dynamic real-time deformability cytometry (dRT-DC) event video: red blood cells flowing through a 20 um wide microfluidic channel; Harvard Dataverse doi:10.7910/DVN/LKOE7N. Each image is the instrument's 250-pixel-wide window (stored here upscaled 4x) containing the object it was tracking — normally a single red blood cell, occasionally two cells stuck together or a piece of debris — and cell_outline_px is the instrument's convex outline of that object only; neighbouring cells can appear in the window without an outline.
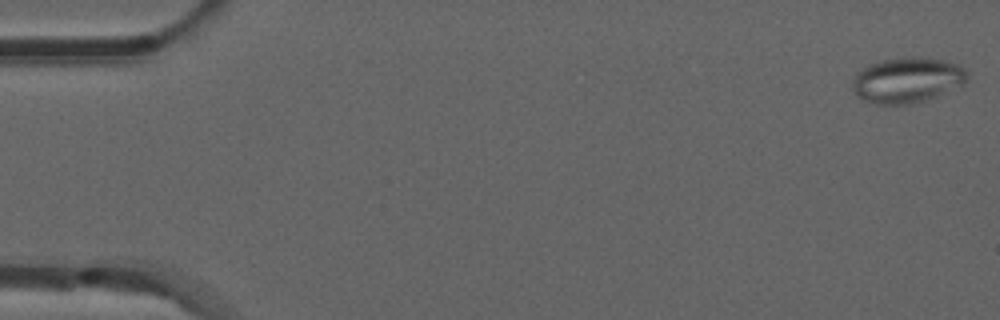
{"species": "common noctule bat (a hibernating species)", "species_latin": "Nyctalus noctula", "temperature_condition": "room temperature", "stored_images_in_passage": 52, "camera_frame_rate_fps": 3000, "um_per_image_px": 0.085, "animal": {"sex": "male", "forearm_length_mm": 52.5}, "frame": {"image": 1, "passage_image": 1, "time_ms": 0.0, "image_size_px": [1000, 320], "cell_outline_px": [[968, 76], [964, 84], [936, 96], [912, 104], [876, 104], [860, 100], [856, 96], [852, 88], [852, 76], [860, 68], [868, 64], [880, 60], [904, 56], [920, 56], [944, 60], [956, 64], [964, 68], [968, 72]], "centroid_in_image_um": [77.05, 6.79], "position_along_channel_um": 8.0, "area_um2": 31.04}}
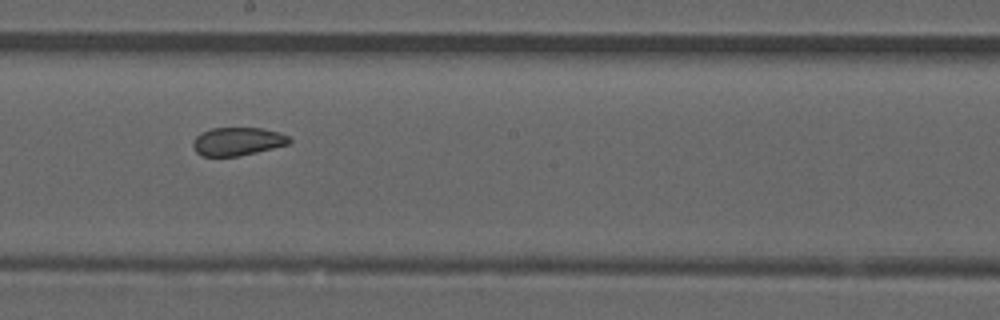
{"frame": {"image": 2, "passage_image": 29, "time_ms": 9.333, "image_size_px": [1000, 320], "cell_outline_px": [[292, 140], [288, 144], [240, 156], [200, 156], [192, 148], [192, 140], [200, 132], [212, 128], [260, 128], [280, 132], [288, 136]], "centroid_in_image_um": [20.14, 12.02], "position_along_channel_um": 228.1, "area_um2": 15.95}}
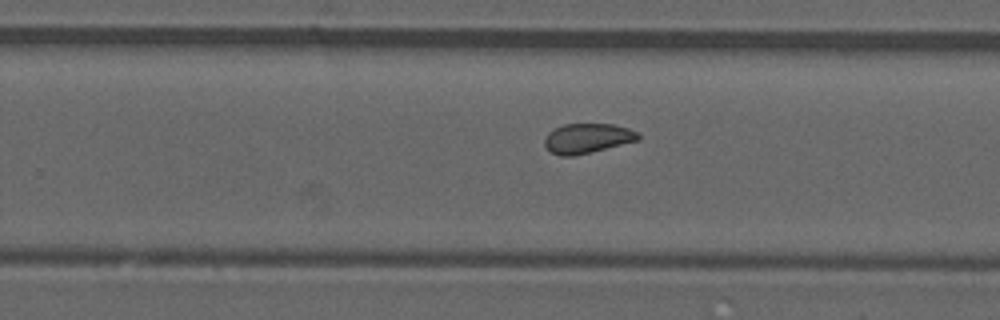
{"frame": {"image": 3, "passage_image": 33, "time_ms": 10.667, "image_size_px": [1000, 320], "cell_outline_px": [[640, 140], [592, 152], [572, 156], [560, 156], [552, 152], [544, 144], [544, 140], [548, 132], [564, 124], [612, 124], [628, 128], [640, 132]], "centroid_in_image_um": [49.96, 11.76], "position_along_channel_um": 279.8, "area_um2": 16.3}, "authors_computed_cell_mechanics": {"area_um2": 17.3111, "velocity_mm_per_s": 3.9075, "shape_relaxation_time_tau1_ms": null, "shape_relaxation_time_tau2_ms": 1.5739, "deformation_change_tau1": null, "deformation_change_tau2": 0.0641}}